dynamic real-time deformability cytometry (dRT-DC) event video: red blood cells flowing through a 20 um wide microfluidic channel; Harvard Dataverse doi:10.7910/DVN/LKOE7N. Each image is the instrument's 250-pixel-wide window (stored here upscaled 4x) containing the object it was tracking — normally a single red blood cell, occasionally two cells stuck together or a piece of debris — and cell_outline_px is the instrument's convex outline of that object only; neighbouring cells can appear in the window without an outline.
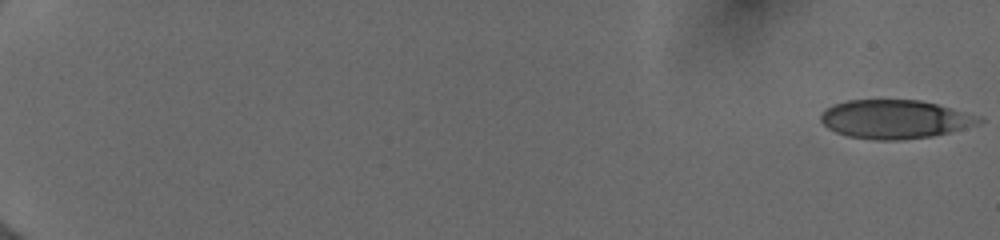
{"species": "human", "species_latin": "Homo sapiens", "temperature_condition": "cold", "stored_images_in_passage": 54, "camera_frame_rate_fps": 3000, "um_per_image_px": 0.085, "donor": {"sex": "female"}, "frame": {"image": 1, "passage_image": 1, "time_ms": 0.0, "image_size_px": [1000, 240], "cell_outline_px": [[984, 120], [976, 124], [948, 132], [932, 136], [896, 140], [876, 140], [848, 136], [836, 132], [828, 128], [820, 120], [820, 116], [828, 108], [836, 104], [848, 100], [920, 100], [936, 104], [976, 116]], "centroid_in_image_um": [76.01, 10.14], "position_along_channel_um": 9.0, "area_um2": 34.91}}
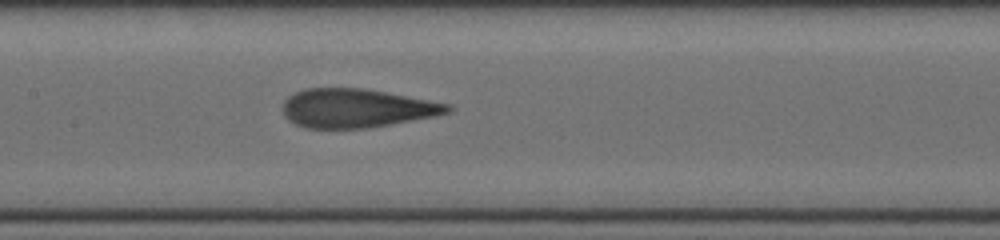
{"frame": {"image": 2, "passage_image": 30, "time_ms": 9.667, "image_size_px": [1000, 240], "cell_outline_px": [[452, 112], [436, 116], [364, 128], [308, 128], [296, 124], [288, 120], [284, 112], [284, 100], [288, 96], [304, 88], [364, 88], [452, 104]], "centroid_in_image_um": [30.33, 9.18], "position_along_channel_um": 177.1, "area_um2": 37.11}}
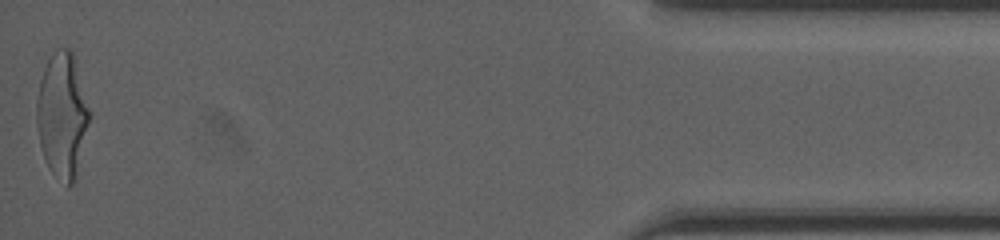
{"frame": {"image": 3, "passage_image": 54, "time_ms": 17.667, "image_size_px": [1000, 240], "cell_outline_px": [[92, 112], [76, 176], [72, 184], [68, 188], [48, 168], [40, 144], [36, 120], [36, 100], [40, 80], [44, 68], [48, 60], [56, 48], [68, 48], [72, 52], [76, 60]], "centroid_in_image_um": [5.31, 9.77], "position_along_channel_um": 429.9, "area_um2": 38.9}, "authors_computed_cell_mechanics": {"area_um2": 36.6741, "velocity_mm_per_s": 4.0156, "shape_relaxation_time_tau1_ms": 6.9157, "shape_relaxation_time_tau2_ms": 0.9791, "deformation_change_tau1": 0.2602, "deformation_change_tau2": 0.1069}}